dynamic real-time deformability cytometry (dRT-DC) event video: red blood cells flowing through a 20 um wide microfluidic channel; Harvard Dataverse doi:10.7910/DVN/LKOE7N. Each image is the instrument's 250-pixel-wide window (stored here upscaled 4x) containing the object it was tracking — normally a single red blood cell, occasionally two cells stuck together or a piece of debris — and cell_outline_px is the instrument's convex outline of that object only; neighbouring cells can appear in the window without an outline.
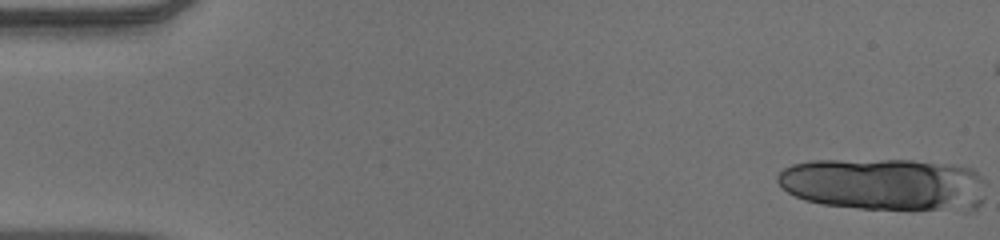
{"species": "human", "species_latin": "Homo sapiens", "temperature_condition": "warm", "stored_images_in_passage": 17, "camera_frame_rate_fps": 3000, "um_per_image_px": 0.085, "donor": {"sex": "male"}, "frame": {"image": 1, "passage_image": 1, "time_ms": 0.0, "image_size_px": [1000, 240], "cell_outline_px": [[984, 200], [972, 212], [964, 212], [860, 208], [824, 204], [804, 200], [788, 192], [776, 180], [776, 176], [784, 168], [792, 164], [812, 160], [912, 160], [952, 164], [972, 168], [984, 180]], "centroid_in_image_um": [75.27, 15.69], "position_along_channel_um": 9.7, "area_um2": 65.03}}